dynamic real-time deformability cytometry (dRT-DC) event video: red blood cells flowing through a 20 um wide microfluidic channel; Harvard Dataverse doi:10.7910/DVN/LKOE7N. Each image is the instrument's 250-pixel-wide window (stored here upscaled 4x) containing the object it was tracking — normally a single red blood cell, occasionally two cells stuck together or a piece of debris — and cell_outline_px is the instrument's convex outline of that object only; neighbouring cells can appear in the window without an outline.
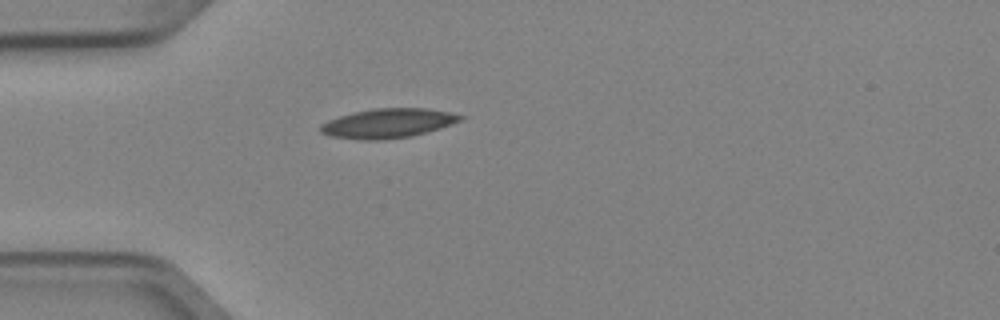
{"species": "Egyptian fruit bat (a non-hibernating species)", "species_latin": "Rousettus aegyptiacus", "temperature_condition": "cold", "stored_images_in_passage": 1, "camera_frame_rate_fps": 3000, "um_per_image_px": 0.085, "animal": {"sex": "female"}, "frame": {"image": 1, "passage_image": 1, "time_ms": 0.0, "image_size_px": [1000, 320], "cell_outline_px": [[468, 116], [452, 124], [440, 128], [412, 136], [384, 140], [364, 140], [332, 136], [320, 132], [320, 124], [328, 120], [352, 112], [372, 108], [428, 108], [452, 112]], "centroid_in_image_um": [33.01, 10.47], "position_along_channel_um": 52.0, "area_um2": 24.16}}